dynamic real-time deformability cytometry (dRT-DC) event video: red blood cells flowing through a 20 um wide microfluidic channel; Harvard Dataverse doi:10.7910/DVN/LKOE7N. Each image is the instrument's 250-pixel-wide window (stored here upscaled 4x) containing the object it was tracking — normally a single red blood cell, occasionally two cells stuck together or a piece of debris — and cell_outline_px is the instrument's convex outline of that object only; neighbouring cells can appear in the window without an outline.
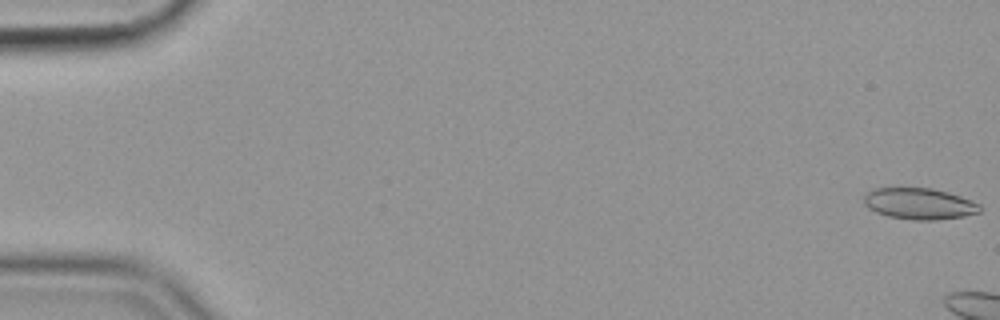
{"species": "common noctule bat (a hibernating species)", "species_latin": "Nyctalus noctula", "temperature_condition": "cold", "stored_images_in_passage": 7, "camera_frame_rate_fps": 3000, "um_per_image_px": 0.085, "animal": {"sex": "female", "body_mass_g": 19.9}, "frame": {"image": 1, "passage_image": 1, "time_ms": 0.0, "image_size_px": [1000, 320], "cell_outline_px": [[980, 212], [964, 216], [936, 220], [912, 220], [888, 216], [876, 212], [868, 208], [864, 204], [864, 192], [876, 188], [932, 188], [948, 192], [972, 200], [980, 204]], "centroid_in_image_um": [78.12, 17.31], "position_along_channel_um": 6.9, "area_um2": 21.27}}